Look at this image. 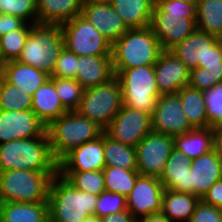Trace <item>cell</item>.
Instances as JSON below:
<instances>
[{
	"label": "cell",
	"mask_w": 222,
	"mask_h": 222,
	"mask_svg": "<svg viewBox=\"0 0 222 222\" xmlns=\"http://www.w3.org/2000/svg\"><path fill=\"white\" fill-rule=\"evenodd\" d=\"M162 52L151 26L128 29L112 44L113 69L154 65Z\"/></svg>",
	"instance_id": "4"
},
{
	"label": "cell",
	"mask_w": 222,
	"mask_h": 222,
	"mask_svg": "<svg viewBox=\"0 0 222 222\" xmlns=\"http://www.w3.org/2000/svg\"><path fill=\"white\" fill-rule=\"evenodd\" d=\"M37 0H0V14L14 15L27 24L37 23Z\"/></svg>",
	"instance_id": "38"
},
{
	"label": "cell",
	"mask_w": 222,
	"mask_h": 222,
	"mask_svg": "<svg viewBox=\"0 0 222 222\" xmlns=\"http://www.w3.org/2000/svg\"><path fill=\"white\" fill-rule=\"evenodd\" d=\"M196 27L222 39V0H197Z\"/></svg>",
	"instance_id": "30"
},
{
	"label": "cell",
	"mask_w": 222,
	"mask_h": 222,
	"mask_svg": "<svg viewBox=\"0 0 222 222\" xmlns=\"http://www.w3.org/2000/svg\"><path fill=\"white\" fill-rule=\"evenodd\" d=\"M219 39L201 30H196L186 39L170 50L190 70L197 68L199 63H205L209 49Z\"/></svg>",
	"instance_id": "21"
},
{
	"label": "cell",
	"mask_w": 222,
	"mask_h": 222,
	"mask_svg": "<svg viewBox=\"0 0 222 222\" xmlns=\"http://www.w3.org/2000/svg\"><path fill=\"white\" fill-rule=\"evenodd\" d=\"M150 26L163 51H170L197 28L196 18H185L168 11H153Z\"/></svg>",
	"instance_id": "14"
},
{
	"label": "cell",
	"mask_w": 222,
	"mask_h": 222,
	"mask_svg": "<svg viewBox=\"0 0 222 222\" xmlns=\"http://www.w3.org/2000/svg\"><path fill=\"white\" fill-rule=\"evenodd\" d=\"M81 15L111 44L128 30L121 16L110 3H83Z\"/></svg>",
	"instance_id": "18"
},
{
	"label": "cell",
	"mask_w": 222,
	"mask_h": 222,
	"mask_svg": "<svg viewBox=\"0 0 222 222\" xmlns=\"http://www.w3.org/2000/svg\"><path fill=\"white\" fill-rule=\"evenodd\" d=\"M105 189L128 196L135 185L138 171L126 170L118 167L105 166L103 168Z\"/></svg>",
	"instance_id": "34"
},
{
	"label": "cell",
	"mask_w": 222,
	"mask_h": 222,
	"mask_svg": "<svg viewBox=\"0 0 222 222\" xmlns=\"http://www.w3.org/2000/svg\"><path fill=\"white\" fill-rule=\"evenodd\" d=\"M190 194L200 199L209 188L222 179V159L213 151L190 161Z\"/></svg>",
	"instance_id": "19"
},
{
	"label": "cell",
	"mask_w": 222,
	"mask_h": 222,
	"mask_svg": "<svg viewBox=\"0 0 222 222\" xmlns=\"http://www.w3.org/2000/svg\"><path fill=\"white\" fill-rule=\"evenodd\" d=\"M46 125L30 110H0V144L15 139L37 138Z\"/></svg>",
	"instance_id": "15"
},
{
	"label": "cell",
	"mask_w": 222,
	"mask_h": 222,
	"mask_svg": "<svg viewBox=\"0 0 222 222\" xmlns=\"http://www.w3.org/2000/svg\"><path fill=\"white\" fill-rule=\"evenodd\" d=\"M84 0H37V23L58 24L82 14Z\"/></svg>",
	"instance_id": "24"
},
{
	"label": "cell",
	"mask_w": 222,
	"mask_h": 222,
	"mask_svg": "<svg viewBox=\"0 0 222 222\" xmlns=\"http://www.w3.org/2000/svg\"><path fill=\"white\" fill-rule=\"evenodd\" d=\"M164 187L159 177L139 175L130 194L126 196L127 210L137 220L162 211Z\"/></svg>",
	"instance_id": "13"
},
{
	"label": "cell",
	"mask_w": 222,
	"mask_h": 222,
	"mask_svg": "<svg viewBox=\"0 0 222 222\" xmlns=\"http://www.w3.org/2000/svg\"><path fill=\"white\" fill-rule=\"evenodd\" d=\"M122 105V89L115 76L107 83L84 89L76 111L105 130Z\"/></svg>",
	"instance_id": "8"
},
{
	"label": "cell",
	"mask_w": 222,
	"mask_h": 222,
	"mask_svg": "<svg viewBox=\"0 0 222 222\" xmlns=\"http://www.w3.org/2000/svg\"><path fill=\"white\" fill-rule=\"evenodd\" d=\"M188 222H222L221 210L218 207L204 203L200 199Z\"/></svg>",
	"instance_id": "44"
},
{
	"label": "cell",
	"mask_w": 222,
	"mask_h": 222,
	"mask_svg": "<svg viewBox=\"0 0 222 222\" xmlns=\"http://www.w3.org/2000/svg\"><path fill=\"white\" fill-rule=\"evenodd\" d=\"M26 22L14 15L0 14V36L21 29Z\"/></svg>",
	"instance_id": "46"
},
{
	"label": "cell",
	"mask_w": 222,
	"mask_h": 222,
	"mask_svg": "<svg viewBox=\"0 0 222 222\" xmlns=\"http://www.w3.org/2000/svg\"><path fill=\"white\" fill-rule=\"evenodd\" d=\"M76 69L77 55L64 47L50 77L76 79Z\"/></svg>",
	"instance_id": "42"
},
{
	"label": "cell",
	"mask_w": 222,
	"mask_h": 222,
	"mask_svg": "<svg viewBox=\"0 0 222 222\" xmlns=\"http://www.w3.org/2000/svg\"><path fill=\"white\" fill-rule=\"evenodd\" d=\"M5 80V75H4V67H0V90L3 84V81Z\"/></svg>",
	"instance_id": "53"
},
{
	"label": "cell",
	"mask_w": 222,
	"mask_h": 222,
	"mask_svg": "<svg viewBox=\"0 0 222 222\" xmlns=\"http://www.w3.org/2000/svg\"><path fill=\"white\" fill-rule=\"evenodd\" d=\"M32 106V95L21 91L20 88L3 81L0 90V110L21 111L30 110Z\"/></svg>",
	"instance_id": "37"
},
{
	"label": "cell",
	"mask_w": 222,
	"mask_h": 222,
	"mask_svg": "<svg viewBox=\"0 0 222 222\" xmlns=\"http://www.w3.org/2000/svg\"><path fill=\"white\" fill-rule=\"evenodd\" d=\"M128 29L150 26L155 0H111Z\"/></svg>",
	"instance_id": "27"
},
{
	"label": "cell",
	"mask_w": 222,
	"mask_h": 222,
	"mask_svg": "<svg viewBox=\"0 0 222 222\" xmlns=\"http://www.w3.org/2000/svg\"><path fill=\"white\" fill-rule=\"evenodd\" d=\"M151 121L152 131L172 137L185 134L193 129L183 112L178 93L161 95L158 98Z\"/></svg>",
	"instance_id": "12"
},
{
	"label": "cell",
	"mask_w": 222,
	"mask_h": 222,
	"mask_svg": "<svg viewBox=\"0 0 222 222\" xmlns=\"http://www.w3.org/2000/svg\"><path fill=\"white\" fill-rule=\"evenodd\" d=\"M83 3H111V0H84Z\"/></svg>",
	"instance_id": "52"
},
{
	"label": "cell",
	"mask_w": 222,
	"mask_h": 222,
	"mask_svg": "<svg viewBox=\"0 0 222 222\" xmlns=\"http://www.w3.org/2000/svg\"><path fill=\"white\" fill-rule=\"evenodd\" d=\"M154 71L160 95L178 93L189 85L190 69L170 51L161 53Z\"/></svg>",
	"instance_id": "16"
},
{
	"label": "cell",
	"mask_w": 222,
	"mask_h": 222,
	"mask_svg": "<svg viewBox=\"0 0 222 222\" xmlns=\"http://www.w3.org/2000/svg\"><path fill=\"white\" fill-rule=\"evenodd\" d=\"M174 148L184 153L190 160L213 150L212 127L193 128L189 132L173 137Z\"/></svg>",
	"instance_id": "29"
},
{
	"label": "cell",
	"mask_w": 222,
	"mask_h": 222,
	"mask_svg": "<svg viewBox=\"0 0 222 222\" xmlns=\"http://www.w3.org/2000/svg\"><path fill=\"white\" fill-rule=\"evenodd\" d=\"M222 82L221 67H197L190 70L189 86L200 91H206Z\"/></svg>",
	"instance_id": "39"
},
{
	"label": "cell",
	"mask_w": 222,
	"mask_h": 222,
	"mask_svg": "<svg viewBox=\"0 0 222 222\" xmlns=\"http://www.w3.org/2000/svg\"><path fill=\"white\" fill-rule=\"evenodd\" d=\"M54 82L57 95L68 111H75L80 104L84 88L76 79L50 77Z\"/></svg>",
	"instance_id": "36"
},
{
	"label": "cell",
	"mask_w": 222,
	"mask_h": 222,
	"mask_svg": "<svg viewBox=\"0 0 222 222\" xmlns=\"http://www.w3.org/2000/svg\"><path fill=\"white\" fill-rule=\"evenodd\" d=\"M222 66V39H219L208 51L207 61L199 63L198 67H221Z\"/></svg>",
	"instance_id": "47"
},
{
	"label": "cell",
	"mask_w": 222,
	"mask_h": 222,
	"mask_svg": "<svg viewBox=\"0 0 222 222\" xmlns=\"http://www.w3.org/2000/svg\"><path fill=\"white\" fill-rule=\"evenodd\" d=\"M101 221L102 222H136V219L128 210H124L119 213L105 216L101 218Z\"/></svg>",
	"instance_id": "48"
},
{
	"label": "cell",
	"mask_w": 222,
	"mask_h": 222,
	"mask_svg": "<svg viewBox=\"0 0 222 222\" xmlns=\"http://www.w3.org/2000/svg\"><path fill=\"white\" fill-rule=\"evenodd\" d=\"M98 196L75 189L60 174L53 177L48 196L49 220L82 222L94 215Z\"/></svg>",
	"instance_id": "3"
},
{
	"label": "cell",
	"mask_w": 222,
	"mask_h": 222,
	"mask_svg": "<svg viewBox=\"0 0 222 222\" xmlns=\"http://www.w3.org/2000/svg\"><path fill=\"white\" fill-rule=\"evenodd\" d=\"M173 148L172 136L151 131L135 147L138 173L160 177Z\"/></svg>",
	"instance_id": "11"
},
{
	"label": "cell",
	"mask_w": 222,
	"mask_h": 222,
	"mask_svg": "<svg viewBox=\"0 0 222 222\" xmlns=\"http://www.w3.org/2000/svg\"><path fill=\"white\" fill-rule=\"evenodd\" d=\"M106 166L137 171L136 149L113 140L104 132Z\"/></svg>",
	"instance_id": "32"
},
{
	"label": "cell",
	"mask_w": 222,
	"mask_h": 222,
	"mask_svg": "<svg viewBox=\"0 0 222 222\" xmlns=\"http://www.w3.org/2000/svg\"><path fill=\"white\" fill-rule=\"evenodd\" d=\"M106 166L104 132L97 139L73 148L58 162V171H94Z\"/></svg>",
	"instance_id": "17"
},
{
	"label": "cell",
	"mask_w": 222,
	"mask_h": 222,
	"mask_svg": "<svg viewBox=\"0 0 222 222\" xmlns=\"http://www.w3.org/2000/svg\"><path fill=\"white\" fill-rule=\"evenodd\" d=\"M208 127L222 124V82L203 92Z\"/></svg>",
	"instance_id": "40"
},
{
	"label": "cell",
	"mask_w": 222,
	"mask_h": 222,
	"mask_svg": "<svg viewBox=\"0 0 222 222\" xmlns=\"http://www.w3.org/2000/svg\"><path fill=\"white\" fill-rule=\"evenodd\" d=\"M48 220V201L36 203H1L0 222H48Z\"/></svg>",
	"instance_id": "26"
},
{
	"label": "cell",
	"mask_w": 222,
	"mask_h": 222,
	"mask_svg": "<svg viewBox=\"0 0 222 222\" xmlns=\"http://www.w3.org/2000/svg\"><path fill=\"white\" fill-rule=\"evenodd\" d=\"M3 67L5 80L30 95L50 78V75L41 69L18 60L6 62Z\"/></svg>",
	"instance_id": "23"
},
{
	"label": "cell",
	"mask_w": 222,
	"mask_h": 222,
	"mask_svg": "<svg viewBox=\"0 0 222 222\" xmlns=\"http://www.w3.org/2000/svg\"><path fill=\"white\" fill-rule=\"evenodd\" d=\"M15 169L58 174V161L53 157L46 132L37 138L0 144V172Z\"/></svg>",
	"instance_id": "1"
},
{
	"label": "cell",
	"mask_w": 222,
	"mask_h": 222,
	"mask_svg": "<svg viewBox=\"0 0 222 222\" xmlns=\"http://www.w3.org/2000/svg\"><path fill=\"white\" fill-rule=\"evenodd\" d=\"M183 112L193 128L208 127L203 91L191 88L189 85L183 87L179 92Z\"/></svg>",
	"instance_id": "31"
},
{
	"label": "cell",
	"mask_w": 222,
	"mask_h": 222,
	"mask_svg": "<svg viewBox=\"0 0 222 222\" xmlns=\"http://www.w3.org/2000/svg\"><path fill=\"white\" fill-rule=\"evenodd\" d=\"M104 130L76 110L68 111L46 126L53 157L59 162L73 148L97 139Z\"/></svg>",
	"instance_id": "2"
},
{
	"label": "cell",
	"mask_w": 222,
	"mask_h": 222,
	"mask_svg": "<svg viewBox=\"0 0 222 222\" xmlns=\"http://www.w3.org/2000/svg\"><path fill=\"white\" fill-rule=\"evenodd\" d=\"M213 151L222 159V124L212 127Z\"/></svg>",
	"instance_id": "49"
},
{
	"label": "cell",
	"mask_w": 222,
	"mask_h": 222,
	"mask_svg": "<svg viewBox=\"0 0 222 222\" xmlns=\"http://www.w3.org/2000/svg\"><path fill=\"white\" fill-rule=\"evenodd\" d=\"M201 200L209 205L222 207V179L216 181L203 195Z\"/></svg>",
	"instance_id": "45"
},
{
	"label": "cell",
	"mask_w": 222,
	"mask_h": 222,
	"mask_svg": "<svg viewBox=\"0 0 222 222\" xmlns=\"http://www.w3.org/2000/svg\"><path fill=\"white\" fill-rule=\"evenodd\" d=\"M5 64L2 56H1V52H0V67L3 66Z\"/></svg>",
	"instance_id": "54"
},
{
	"label": "cell",
	"mask_w": 222,
	"mask_h": 222,
	"mask_svg": "<svg viewBox=\"0 0 222 222\" xmlns=\"http://www.w3.org/2000/svg\"><path fill=\"white\" fill-rule=\"evenodd\" d=\"M33 24H25L21 29L0 36V52L4 62L18 60Z\"/></svg>",
	"instance_id": "35"
},
{
	"label": "cell",
	"mask_w": 222,
	"mask_h": 222,
	"mask_svg": "<svg viewBox=\"0 0 222 222\" xmlns=\"http://www.w3.org/2000/svg\"><path fill=\"white\" fill-rule=\"evenodd\" d=\"M127 210L126 197L116 192L104 191L98 195L95 216L103 218Z\"/></svg>",
	"instance_id": "41"
},
{
	"label": "cell",
	"mask_w": 222,
	"mask_h": 222,
	"mask_svg": "<svg viewBox=\"0 0 222 222\" xmlns=\"http://www.w3.org/2000/svg\"><path fill=\"white\" fill-rule=\"evenodd\" d=\"M151 131V114L124 105L104 130L113 140L134 148Z\"/></svg>",
	"instance_id": "10"
},
{
	"label": "cell",
	"mask_w": 222,
	"mask_h": 222,
	"mask_svg": "<svg viewBox=\"0 0 222 222\" xmlns=\"http://www.w3.org/2000/svg\"><path fill=\"white\" fill-rule=\"evenodd\" d=\"M31 110L46 126L68 112L61 103L54 82L50 78L33 93Z\"/></svg>",
	"instance_id": "25"
},
{
	"label": "cell",
	"mask_w": 222,
	"mask_h": 222,
	"mask_svg": "<svg viewBox=\"0 0 222 222\" xmlns=\"http://www.w3.org/2000/svg\"><path fill=\"white\" fill-rule=\"evenodd\" d=\"M190 161L184 153L176 148L172 149L159 177L164 189L190 194Z\"/></svg>",
	"instance_id": "22"
},
{
	"label": "cell",
	"mask_w": 222,
	"mask_h": 222,
	"mask_svg": "<svg viewBox=\"0 0 222 222\" xmlns=\"http://www.w3.org/2000/svg\"><path fill=\"white\" fill-rule=\"evenodd\" d=\"M64 47L77 56H111L112 44L82 15L60 25Z\"/></svg>",
	"instance_id": "9"
},
{
	"label": "cell",
	"mask_w": 222,
	"mask_h": 222,
	"mask_svg": "<svg viewBox=\"0 0 222 222\" xmlns=\"http://www.w3.org/2000/svg\"><path fill=\"white\" fill-rule=\"evenodd\" d=\"M82 222H102L101 218L95 215H91L87 218H85Z\"/></svg>",
	"instance_id": "51"
},
{
	"label": "cell",
	"mask_w": 222,
	"mask_h": 222,
	"mask_svg": "<svg viewBox=\"0 0 222 222\" xmlns=\"http://www.w3.org/2000/svg\"><path fill=\"white\" fill-rule=\"evenodd\" d=\"M54 176L25 169L0 172V200L20 203L48 201L49 187Z\"/></svg>",
	"instance_id": "7"
},
{
	"label": "cell",
	"mask_w": 222,
	"mask_h": 222,
	"mask_svg": "<svg viewBox=\"0 0 222 222\" xmlns=\"http://www.w3.org/2000/svg\"><path fill=\"white\" fill-rule=\"evenodd\" d=\"M136 222H170L161 212L138 218Z\"/></svg>",
	"instance_id": "50"
},
{
	"label": "cell",
	"mask_w": 222,
	"mask_h": 222,
	"mask_svg": "<svg viewBox=\"0 0 222 222\" xmlns=\"http://www.w3.org/2000/svg\"><path fill=\"white\" fill-rule=\"evenodd\" d=\"M63 48L64 39L60 25L36 23L30 28L18 61L51 75Z\"/></svg>",
	"instance_id": "5"
},
{
	"label": "cell",
	"mask_w": 222,
	"mask_h": 222,
	"mask_svg": "<svg viewBox=\"0 0 222 222\" xmlns=\"http://www.w3.org/2000/svg\"><path fill=\"white\" fill-rule=\"evenodd\" d=\"M199 201L196 195L164 189L161 213L170 222H188Z\"/></svg>",
	"instance_id": "28"
},
{
	"label": "cell",
	"mask_w": 222,
	"mask_h": 222,
	"mask_svg": "<svg viewBox=\"0 0 222 222\" xmlns=\"http://www.w3.org/2000/svg\"><path fill=\"white\" fill-rule=\"evenodd\" d=\"M113 70L120 81L123 105L152 115L161 96L155 79L154 65Z\"/></svg>",
	"instance_id": "6"
},
{
	"label": "cell",
	"mask_w": 222,
	"mask_h": 222,
	"mask_svg": "<svg viewBox=\"0 0 222 222\" xmlns=\"http://www.w3.org/2000/svg\"><path fill=\"white\" fill-rule=\"evenodd\" d=\"M196 4L197 2L185 3L180 0H155L153 11H168L169 14L196 18Z\"/></svg>",
	"instance_id": "43"
},
{
	"label": "cell",
	"mask_w": 222,
	"mask_h": 222,
	"mask_svg": "<svg viewBox=\"0 0 222 222\" xmlns=\"http://www.w3.org/2000/svg\"><path fill=\"white\" fill-rule=\"evenodd\" d=\"M75 189L99 195L106 191L103 170L94 171H58Z\"/></svg>",
	"instance_id": "33"
},
{
	"label": "cell",
	"mask_w": 222,
	"mask_h": 222,
	"mask_svg": "<svg viewBox=\"0 0 222 222\" xmlns=\"http://www.w3.org/2000/svg\"><path fill=\"white\" fill-rule=\"evenodd\" d=\"M181 2L190 3V2H197V0H180Z\"/></svg>",
	"instance_id": "55"
},
{
	"label": "cell",
	"mask_w": 222,
	"mask_h": 222,
	"mask_svg": "<svg viewBox=\"0 0 222 222\" xmlns=\"http://www.w3.org/2000/svg\"><path fill=\"white\" fill-rule=\"evenodd\" d=\"M114 77L112 56H77L76 80L84 89L107 83Z\"/></svg>",
	"instance_id": "20"
}]
</instances>
